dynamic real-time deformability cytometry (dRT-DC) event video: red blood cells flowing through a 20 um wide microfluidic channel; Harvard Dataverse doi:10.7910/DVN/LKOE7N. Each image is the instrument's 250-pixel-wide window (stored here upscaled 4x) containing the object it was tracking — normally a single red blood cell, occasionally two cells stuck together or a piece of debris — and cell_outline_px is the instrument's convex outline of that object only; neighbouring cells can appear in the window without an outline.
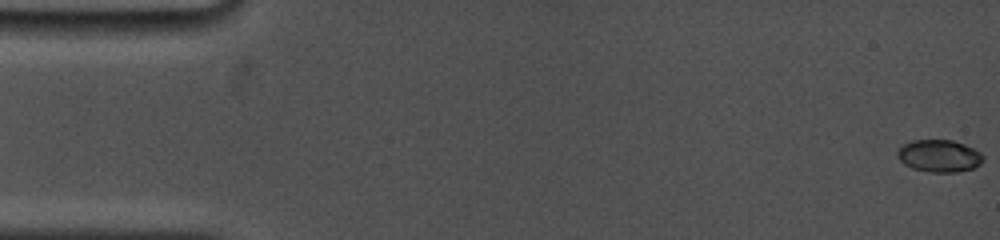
{"species": "common noctule bat (a hibernating species)", "species_latin": "Nyctalus noctula", "temperature_condition": "cold", "stored_images_in_passage": 14, "camera_frame_rate_fps": 5000, "um_per_image_px": 0.085, "animal": {"sex": "female", "body_mass_g": 19.0, "forearm_length_mm": 53.3}, "frame": {"image": 1, "passage_image": 1, "time_ms": 0.0, "image_size_px": [1000, 240], "cell_outline_px": [[984, 160], [980, 164], [972, 168], [956, 172], [928, 172], [912, 168], [904, 164], [896, 156], [896, 152], [904, 144], [912, 140], [952, 140], [964, 144], [980, 152], [984, 156]], "centroid_in_image_um": [79.82, 13.25], "position_along_channel_um": 5.2, "area_um2": 16.13}}
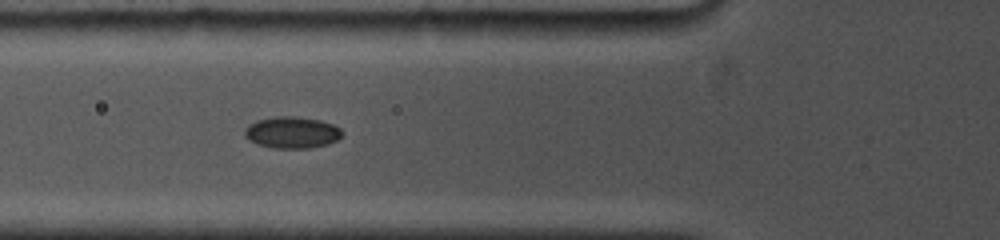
{"frame": {"image": 2, "passage_image": 10, "time_ms": 6.2, "image_size_px": [1000, 240], "cell_outline_px": [[344, 132], [336, 140], [328, 144], [312, 148], [272, 148], [256, 144], [248, 140], [244, 136], [244, 128], [248, 124], [256, 120], [272, 116], [296, 116], [320, 120], [332, 124], [340, 128]], "centroid_in_image_um": [24.77, 11.25], "position_along_channel_um": 101.0, "area_um2": 18.26}}
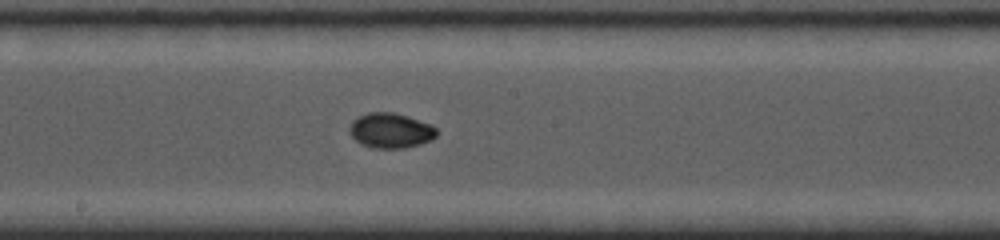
{"frame": {"image": 3, "passage_image": 14, "time_ms": 9.2, "image_size_px": [1000, 240], "cell_outline_px": [[440, 132], [432, 140], [420, 144], [404, 148], [372, 148], [360, 144], [348, 132], [348, 128], [352, 120], [368, 112], [396, 112], [432, 124]], "centroid_in_image_um": [33.22, 11.09], "position_along_channel_um": 215.0, "area_um2": 18.15}}